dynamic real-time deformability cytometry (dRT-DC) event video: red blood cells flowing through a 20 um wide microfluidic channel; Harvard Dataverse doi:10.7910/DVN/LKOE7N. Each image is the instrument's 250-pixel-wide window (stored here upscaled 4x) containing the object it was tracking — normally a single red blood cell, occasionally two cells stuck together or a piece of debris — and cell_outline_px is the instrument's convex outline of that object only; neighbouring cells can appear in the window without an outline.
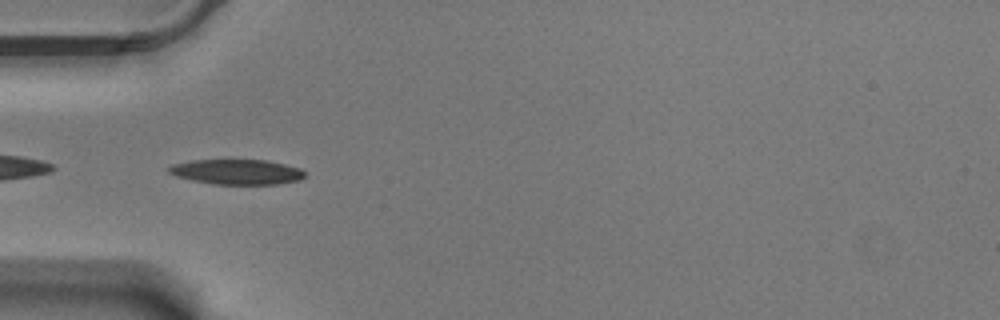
{"species": "Egyptian fruit bat (a non-hibernating species)", "species_latin": "Rousettus aegyptiacus", "temperature_condition": "warm", "stored_images_in_passage": 41, "camera_frame_rate_fps": 3000, "um_per_image_px": 0.085, "animal": {"sex": "male"}, "frame": {"image": 1, "passage_image": 2, "time_ms": 0.333, "image_size_px": [1000, 320], "cell_outline_px": [[304, 176], [300, 180], [280, 184], [212, 184], [192, 180], [176, 176], [168, 172], [168, 168], [172, 164], [192, 160], [268, 160], [300, 168], [304, 172]], "centroid_in_image_um": [20.13, 14.61], "position_along_channel_um": 64.9, "area_um2": 19.88}}
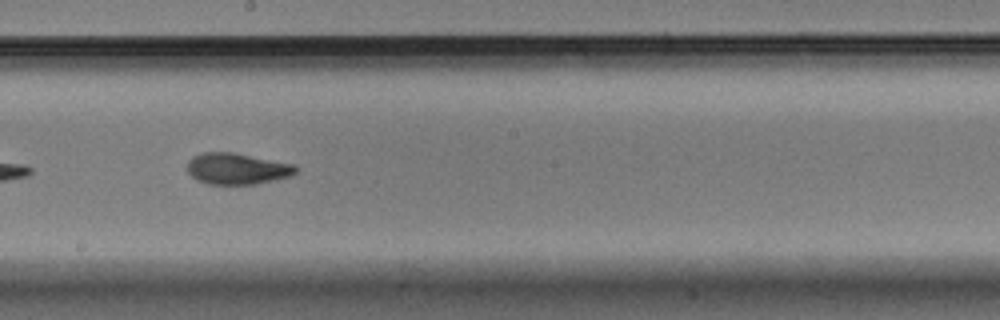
{"frame": {"image": 2, "passage_image": 16, "time_ms": 5.0, "image_size_px": [1000, 320], "cell_outline_px": [[300, 168], [292, 176], [276, 180], [256, 184], [208, 184], [196, 180], [188, 172], [188, 160], [192, 156], [204, 152], [232, 152], [296, 164]], "centroid_in_image_um": [20.19, 14.34], "position_along_channel_um": 228.0, "area_um2": 20.06}}
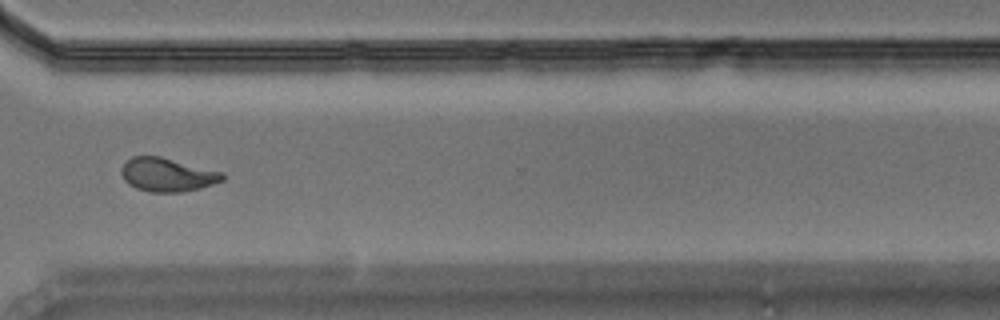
{"frame": {"image": 3, "passage_image": 27, "time_ms": 8.667, "image_size_px": [1000, 320], "cell_outline_px": [[224, 180], [200, 188], [180, 192], [152, 192], [136, 188], [128, 184], [124, 180], [120, 172], [120, 168], [132, 156], [160, 156], [224, 172]], "centroid_in_image_um": [14.21, 14.85], "position_along_channel_um": 356.4, "area_um2": 19.83}, "authors_computed_cell_mechanics": {"area_um2": 19.8254, "velocity_mm_per_s": 3.5036, "shape_relaxation_time_tau1_ms": 3.8339, "shape_relaxation_time_tau2_ms": 1.5857, "deformation_change_tau1": 0.1828, "deformation_change_tau2": 0.0857}}